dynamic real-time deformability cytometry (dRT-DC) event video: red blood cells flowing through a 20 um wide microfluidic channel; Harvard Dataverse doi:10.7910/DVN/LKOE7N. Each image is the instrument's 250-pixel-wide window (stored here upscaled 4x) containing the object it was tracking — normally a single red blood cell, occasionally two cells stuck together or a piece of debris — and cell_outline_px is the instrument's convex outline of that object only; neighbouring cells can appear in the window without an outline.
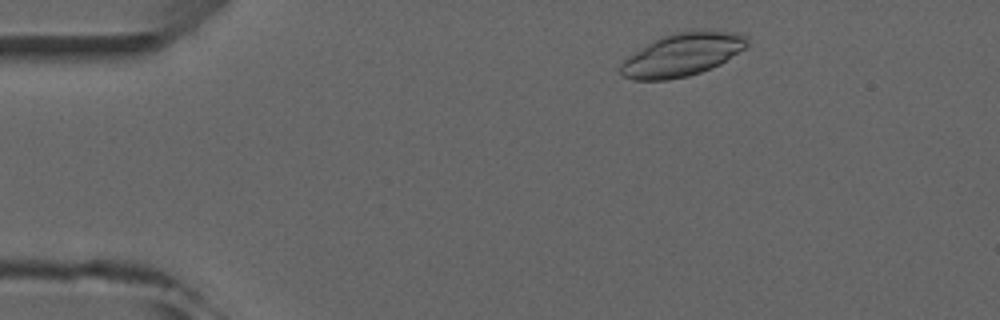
{"species": "common noctule bat (a hibernating species)", "species_latin": "Nyctalus noctula", "temperature_condition": "room temperature", "stored_images_in_passage": 4, "camera_frame_rate_fps": 3000, "um_per_image_px": 0.085, "animal": {"sex": "male", "forearm_length_mm": 52.5}, "frame": {"image": 1, "passage_image": 1, "time_ms": 0.0, "image_size_px": [1000, 320], "cell_outline_px": [[748, 44], [744, 48], [720, 64], [712, 68], [688, 76], [668, 80], [632, 80], [620, 76], [620, 64], [628, 56], [652, 40], [660, 36], [672, 32], [692, 28], [704, 28], [736, 32], [748, 36]], "centroid_in_image_um": [57.99, 4.6], "position_along_channel_um": 27.0, "area_um2": 32.6}}